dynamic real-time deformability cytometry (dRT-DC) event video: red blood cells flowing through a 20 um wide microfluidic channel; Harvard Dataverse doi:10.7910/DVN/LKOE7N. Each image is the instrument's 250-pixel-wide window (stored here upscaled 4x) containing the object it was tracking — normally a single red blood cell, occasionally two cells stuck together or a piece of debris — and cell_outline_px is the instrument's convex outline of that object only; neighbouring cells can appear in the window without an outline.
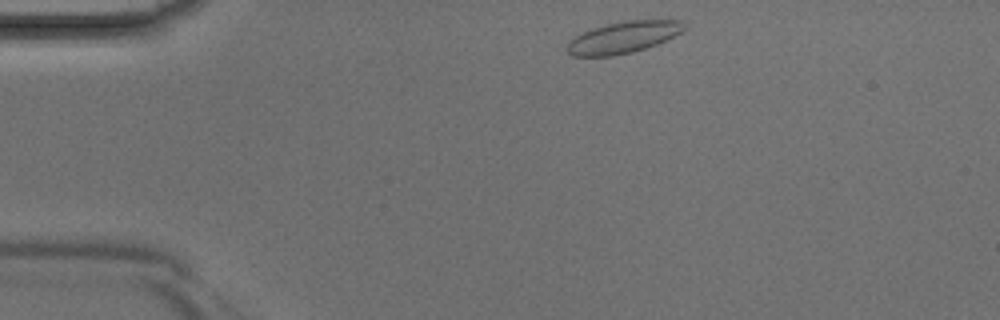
{"species": "Egyptian fruit bat (a non-hibernating species)", "species_latin": "Rousettus aegyptiacus", "temperature_condition": "room temperature", "stored_images_in_passage": 36, "camera_frame_rate_fps": 3000, "um_per_image_px": 0.085, "animal": {"sex": "male"}, "frame": {"image": 1, "passage_image": 1, "time_ms": 0.0, "image_size_px": [1000, 320], "cell_outline_px": [[684, 28], [680, 32], [656, 44], [632, 52], [612, 56], [572, 56], [564, 48], [568, 40], [592, 28], [624, 20], [680, 20], [684, 24]], "centroid_in_image_um": [52.9, 3.18], "position_along_channel_um": 32.1, "area_um2": 21.33}}
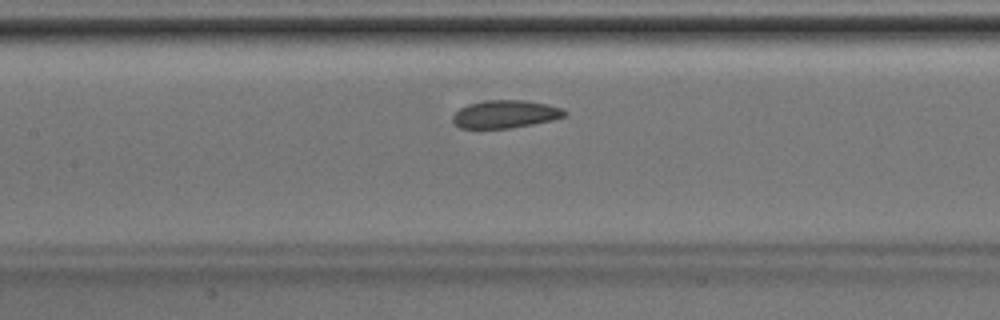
{"frame": {"image": 2, "passage_image": 13, "time_ms": 4.0, "image_size_px": [1000, 320], "cell_outline_px": [[568, 116], [552, 120], [512, 128], [460, 128], [452, 120], [452, 116], [460, 108], [468, 104], [484, 100], [524, 100], [548, 104], [564, 108], [568, 112]], "centroid_in_image_um": [43.0, 9.69], "position_along_channel_um": 164.4, "area_um2": 18.32}}
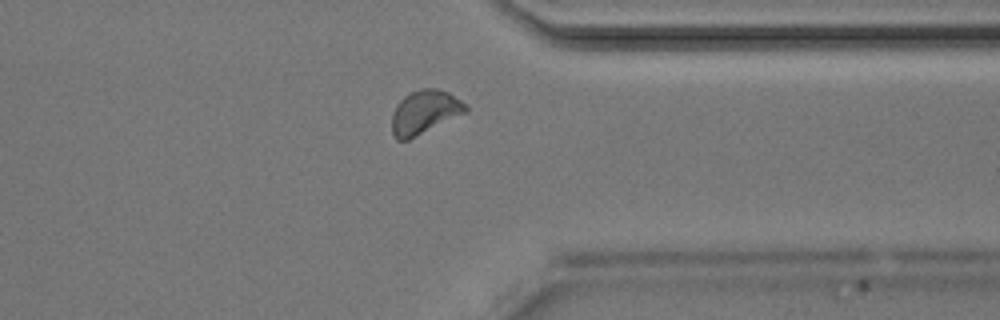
{"frame": {"image": 3, "passage_image": 27, "time_ms": 8.667, "image_size_px": [1000, 320], "cell_outline_px": [[468, 112], [408, 140], [396, 140], [392, 132], [392, 112], [396, 104], [404, 96], [420, 88], [436, 88], [448, 92], [468, 104]], "centroid_in_image_um": [36.11, 9.53], "position_along_channel_um": 375.3, "area_um2": 19.02}}